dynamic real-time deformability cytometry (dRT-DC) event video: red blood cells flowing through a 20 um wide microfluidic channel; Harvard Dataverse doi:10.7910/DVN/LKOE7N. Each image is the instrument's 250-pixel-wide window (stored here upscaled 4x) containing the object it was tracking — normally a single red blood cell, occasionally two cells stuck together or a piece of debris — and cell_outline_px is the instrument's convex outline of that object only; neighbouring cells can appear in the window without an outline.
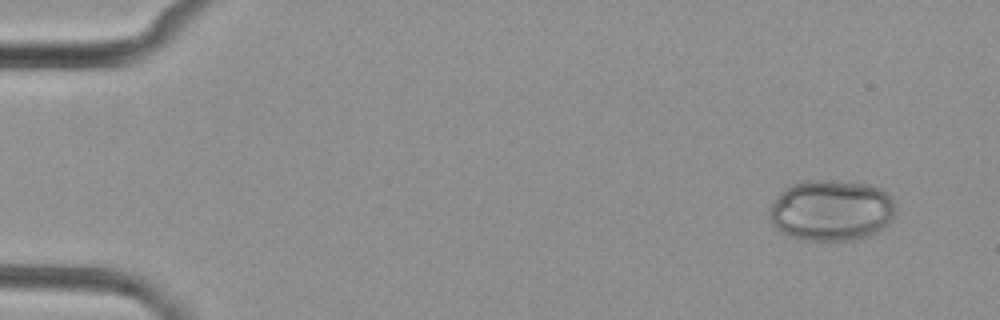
{"species": "common noctule bat (a hibernating species)", "species_latin": "Nyctalus noctula", "temperature_condition": "cold", "stored_images_in_passage": 4, "camera_frame_rate_fps": 3000, "um_per_image_px": 0.085, "animal": {"sex": "female", "body_mass_g": 29.2, "forearm_length_mm": 56.3}, "frame": {"image": 1, "passage_image": 1, "time_ms": 0.0, "image_size_px": [1000, 320], "cell_outline_px": [[896, 216], [884, 228], [868, 236], [852, 240], [804, 240], [788, 236], [780, 232], [772, 224], [768, 216], [768, 208], [780, 192], [784, 188], [800, 180], [828, 180], [868, 184], [880, 188], [888, 192], [892, 196], [896, 208]], "centroid_in_image_um": [70.66, 17.87], "position_along_channel_um": 14.3, "area_um2": 45.72}}